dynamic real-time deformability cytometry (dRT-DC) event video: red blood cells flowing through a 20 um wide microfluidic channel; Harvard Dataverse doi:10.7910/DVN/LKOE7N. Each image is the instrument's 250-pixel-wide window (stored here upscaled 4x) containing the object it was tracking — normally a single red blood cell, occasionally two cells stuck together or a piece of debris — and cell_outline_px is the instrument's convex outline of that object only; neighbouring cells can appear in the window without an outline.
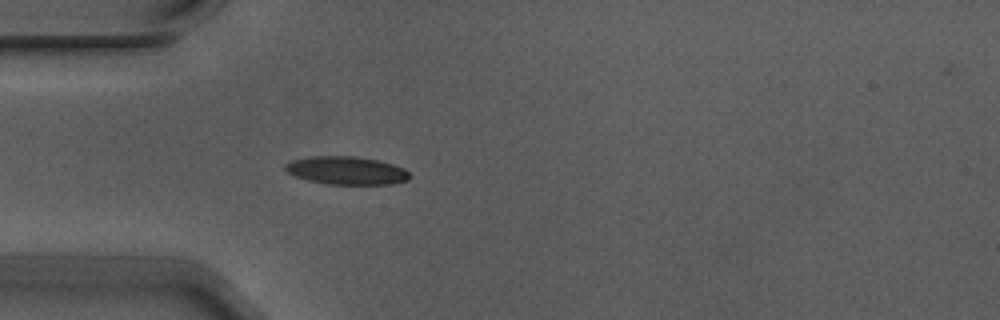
{"species": "Egyptian fruit bat (a non-hibernating species)", "species_latin": "Rousettus aegyptiacus", "temperature_condition": "warm", "stored_images_in_passage": 5, "camera_frame_rate_fps": 3000, "um_per_image_px": 0.085, "animal": {"sex": "male"}, "frame": {"image": 1, "passage_image": 5, "time_ms": 1.333, "image_size_px": [1000, 320], "cell_outline_px": [[412, 176], [408, 180], [392, 184], [324, 184], [308, 180], [296, 176], [288, 172], [284, 168], [284, 164], [292, 160], [312, 156], [356, 156], [376, 160], [392, 164], [404, 168]], "centroid_in_image_um": [29.46, 14.49], "position_along_channel_um": 55.5, "area_um2": 20.35}}